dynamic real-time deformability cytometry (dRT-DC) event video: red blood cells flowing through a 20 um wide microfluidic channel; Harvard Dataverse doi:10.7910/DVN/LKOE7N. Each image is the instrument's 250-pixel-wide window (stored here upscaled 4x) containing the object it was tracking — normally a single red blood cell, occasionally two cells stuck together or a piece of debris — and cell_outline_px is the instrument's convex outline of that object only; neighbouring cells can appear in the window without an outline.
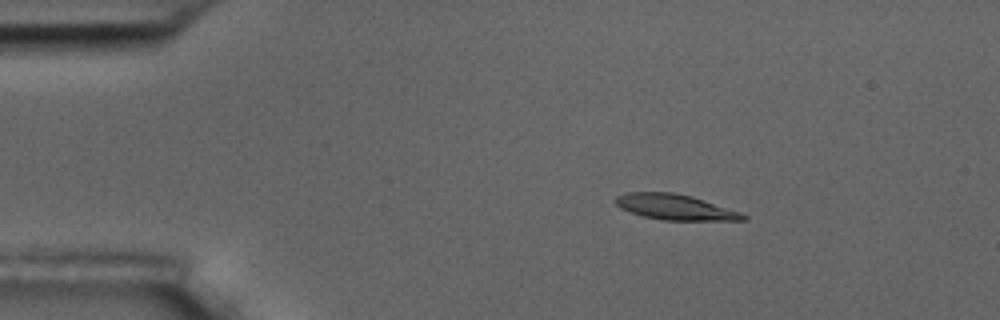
{"species": "common noctule bat (a hibernating species)", "species_latin": "Nyctalus noctula", "temperature_condition": "room temperature", "stored_images_in_passage": 5, "camera_frame_rate_fps": 3000, "um_per_image_px": 0.085, "animal": {"sex": "male", "body_mass_g": 17.5, "forearm_length_mm": 52.3}, "frame": {"image": 1, "passage_image": 3, "time_ms": 2.333, "image_size_px": [1000, 320], "cell_outline_px": [[748, 220], [664, 220], [644, 216], [620, 208], [616, 204], [616, 196], [628, 192], [672, 192], [692, 196], [740, 212], [748, 216]], "centroid_in_image_um": [57.4, 17.6], "position_along_channel_um": 27.6, "area_um2": 18.73}}
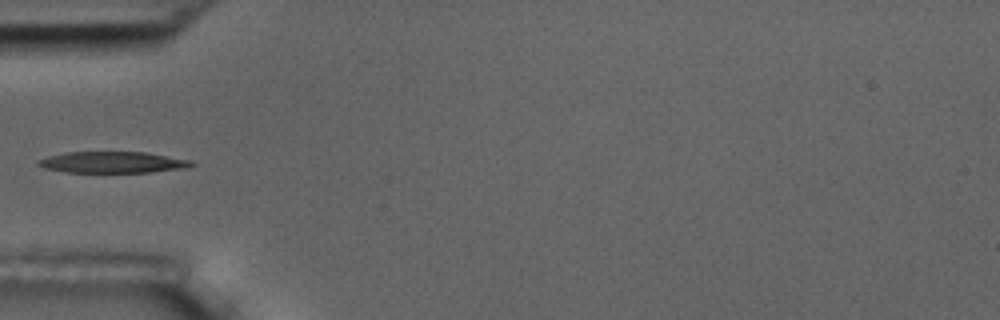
{"frame": {"image": 2, "passage_image": 5, "time_ms": 5.333, "image_size_px": [1000, 320], "cell_outline_px": [[196, 164], [192, 168], [148, 172], [64, 172], [44, 168], [36, 164], [36, 160], [48, 156], [64, 152], [144, 152], [192, 160]], "centroid_in_image_um": [9.6, 13.79], "position_along_channel_um": 75.4, "area_um2": 19.25}}